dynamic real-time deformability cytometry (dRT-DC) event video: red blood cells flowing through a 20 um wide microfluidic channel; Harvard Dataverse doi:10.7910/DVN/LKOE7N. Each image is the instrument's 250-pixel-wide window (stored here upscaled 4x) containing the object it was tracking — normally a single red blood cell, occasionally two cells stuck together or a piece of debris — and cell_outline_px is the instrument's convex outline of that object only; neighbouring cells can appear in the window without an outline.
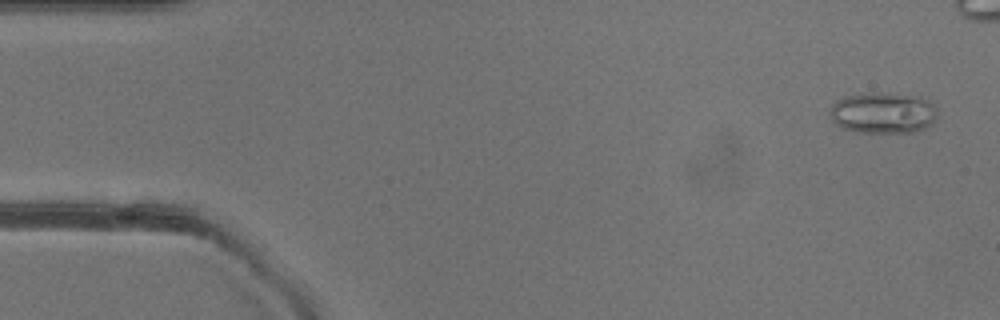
{"species": "common noctule bat (a hibernating species)", "species_latin": "Nyctalus noctula", "temperature_condition": "warm", "stored_images_in_passage": 44, "camera_frame_rate_fps": 3000, "um_per_image_px": 0.085, "animal": {"sex": "female"}, "frame": {"image": 1, "passage_image": 2, "time_ms": 0.333, "image_size_px": [1000, 320], "cell_outline_px": [[936, 120], [932, 124], [924, 128], [912, 132], [856, 132], [844, 128], [836, 124], [832, 120], [828, 112], [832, 104], [836, 100], [844, 96], [872, 92], [880, 92], [920, 96], [936, 104]], "centroid_in_image_um": [75.06, 9.57], "position_along_channel_um": 9.9, "area_um2": 26.13}}
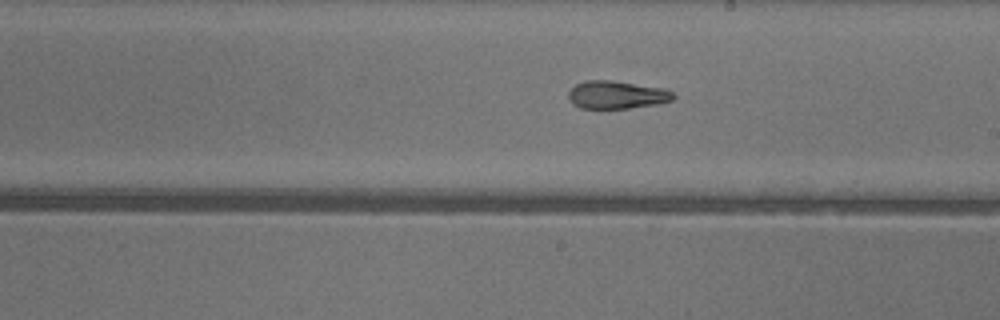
{"frame": {"image": 2, "passage_image": 28, "time_ms": 9.0, "image_size_px": [1000, 320], "cell_outline_px": [[676, 96], [672, 100], [660, 104], [628, 108], [580, 108], [572, 104], [568, 100], [568, 92], [576, 84], [584, 80], [612, 80], [664, 88], [672, 92]], "centroid_in_image_um": [52.41, 8.06], "position_along_channel_um": 236.6, "area_um2": 17.22}}
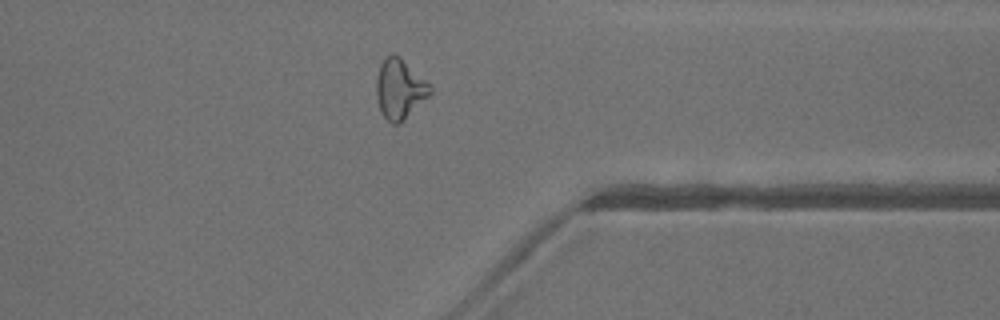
{"frame": {"image": 3, "passage_image": 39, "time_ms": 12.667, "image_size_px": [1000, 320], "cell_outline_px": [[432, 92], [400, 124], [392, 124], [380, 112], [376, 96], [376, 80], [380, 64], [384, 56], [392, 52], [400, 56], [432, 84]], "centroid_in_image_um": [33.97, 7.52], "position_along_channel_um": 377.4, "area_um2": 19.13}, "authors_computed_cell_mechanics": {"area_um2": 18.2648, "velocity_mm_per_s": 4.0719, "shape_relaxation_time_tau1_ms": 11.2157, "shape_relaxation_time_tau2_ms": 4.4807, "deformation_change_tau1": 0.2828, "deformation_change_tau2": 0.1355}}